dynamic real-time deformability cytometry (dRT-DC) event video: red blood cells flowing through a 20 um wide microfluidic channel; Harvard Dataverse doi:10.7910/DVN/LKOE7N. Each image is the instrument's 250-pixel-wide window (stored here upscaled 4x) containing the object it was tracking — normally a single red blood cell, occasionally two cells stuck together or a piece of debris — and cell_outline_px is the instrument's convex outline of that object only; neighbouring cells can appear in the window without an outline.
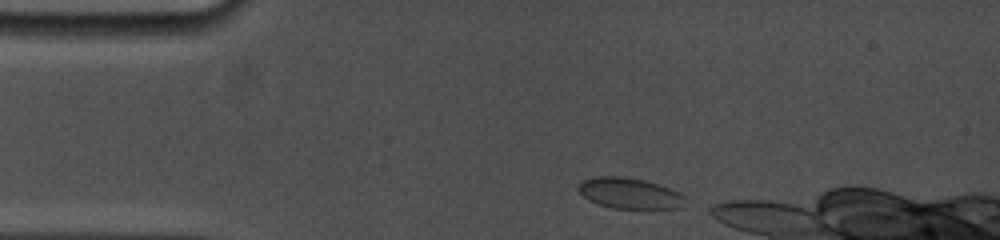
{"species": "common noctule bat (a hibernating species)", "species_latin": "Nyctalus noctula", "temperature_condition": "cold", "stored_images_in_passage": 23, "camera_frame_rate_fps": 5000, "um_per_image_px": 0.085, "animal": {"sex": "female", "body_mass_g": 19.0, "forearm_length_mm": 53.3}, "frame": {"image": 1, "passage_image": 2, "time_ms": 0.2, "image_size_px": [1000, 240], "cell_outline_px": [[688, 200], [680, 208], [612, 208], [588, 200], [576, 188], [584, 180], [592, 176], [624, 176], [644, 180], [668, 188], [684, 196]], "centroid_in_image_um": [53.49, 16.42], "position_along_channel_um": 31.5, "area_um2": 19.02}}
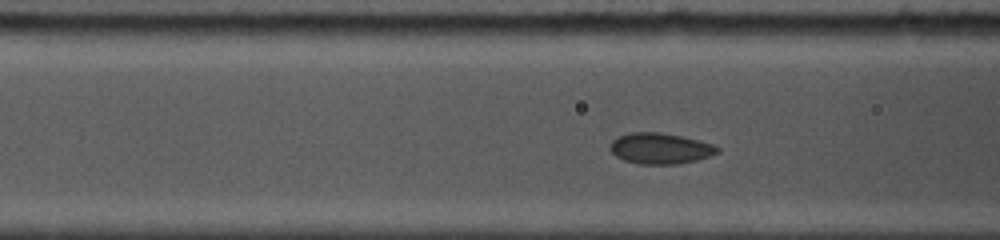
{"frame": {"image": 2, "passage_image": 18, "time_ms": 3.4, "image_size_px": [1000, 240], "cell_outline_px": [[720, 152], [696, 160], [676, 164], [640, 164], [624, 160], [616, 156], [608, 148], [612, 140], [628, 132], [660, 132], [680, 136], [716, 144], [720, 148]], "centroid_in_image_um": [56.12, 12.61], "position_along_channel_um": 110.5, "area_um2": 19.36}}
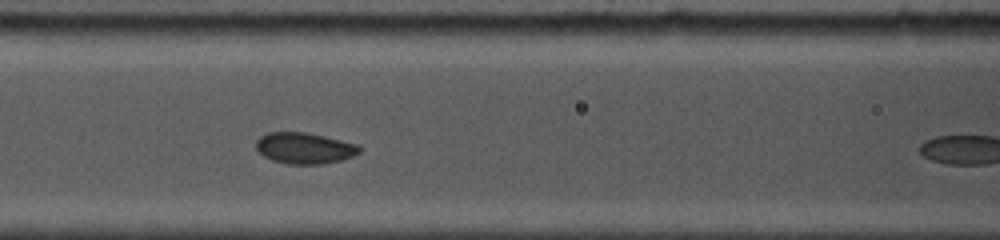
{"frame": {"image": 3, "passage_image": 22, "time_ms": 4.2, "image_size_px": [1000, 240], "cell_outline_px": [[364, 148], [360, 152], [352, 156], [340, 160], [320, 164], [288, 164], [272, 160], [264, 156], [256, 148], [256, 140], [260, 136], [268, 132], [308, 132], [360, 144]], "centroid_in_image_um": [25.92, 12.58], "position_along_channel_um": 140.7, "area_um2": 18.96}}